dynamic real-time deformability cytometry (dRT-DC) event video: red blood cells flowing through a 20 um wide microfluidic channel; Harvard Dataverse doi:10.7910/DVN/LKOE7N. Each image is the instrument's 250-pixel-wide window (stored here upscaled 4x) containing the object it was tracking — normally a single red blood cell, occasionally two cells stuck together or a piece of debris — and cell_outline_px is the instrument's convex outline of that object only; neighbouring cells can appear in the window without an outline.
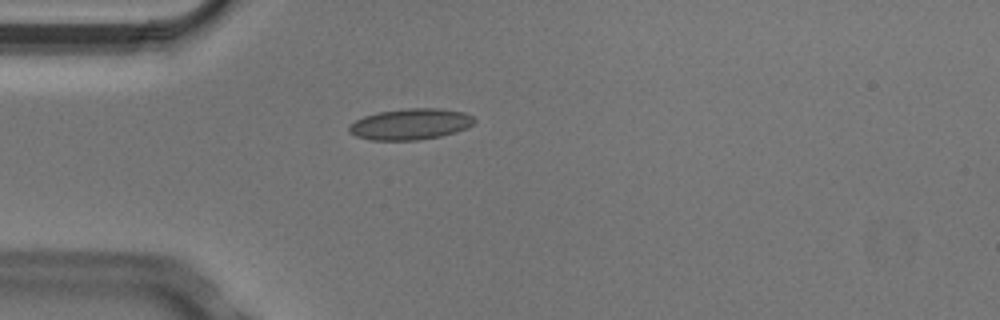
{"species": "Egyptian fruit bat (a non-hibernating species)", "species_latin": "Rousettus aegyptiacus", "temperature_condition": "cold", "stored_images_in_passage": 1, "camera_frame_rate_fps": 3000, "um_per_image_px": 0.085, "animal": {"sex": "male"}, "frame": {"image": 1, "passage_image": 1, "time_ms": 0.0, "image_size_px": [1000, 320], "cell_outline_px": [[476, 120], [468, 128], [456, 132], [440, 136], [416, 140], [372, 140], [356, 136], [348, 132], [348, 124], [364, 116], [380, 112], [408, 108], [440, 108], [464, 112], [472, 116]], "centroid_in_image_um": [34.89, 10.55], "position_along_channel_um": 50.1, "area_um2": 22.72}}